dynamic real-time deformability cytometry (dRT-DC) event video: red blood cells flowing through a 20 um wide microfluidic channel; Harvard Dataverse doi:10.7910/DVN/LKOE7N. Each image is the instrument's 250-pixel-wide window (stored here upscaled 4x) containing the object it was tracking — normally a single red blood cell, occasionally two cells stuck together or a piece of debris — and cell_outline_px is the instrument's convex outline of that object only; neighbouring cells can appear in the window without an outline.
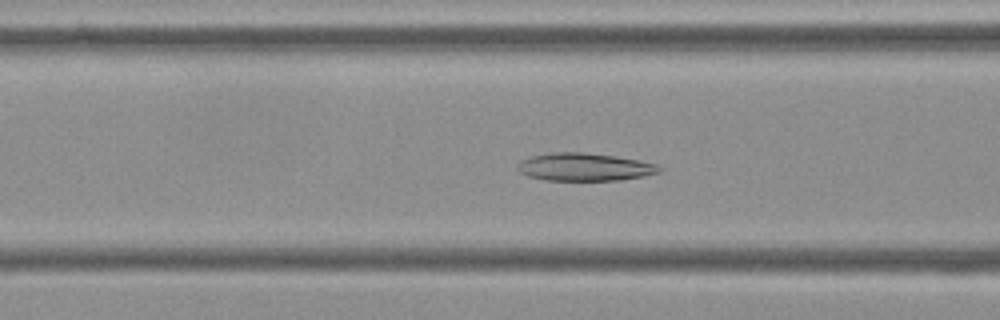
{"species": "Egyptian fruit bat (a non-hibernating species)", "species_latin": "Rousettus aegyptiacus", "temperature_condition": "cold", "stored_images_in_passage": 49, "camera_frame_rate_fps": 3000, "um_per_image_px": 0.085, "frame": {"image": 1, "passage_image": 15, "time_ms": 4.667, "image_size_px": [1000, 320], "cell_outline_px": [[664, 168], [660, 172], [644, 176], [620, 180], [544, 180], [528, 176], [520, 172], [516, 168], [516, 164], [520, 160], [532, 156], [552, 152], [584, 152], [616, 156], [640, 160], [656, 164]], "centroid_in_image_um": [49.69, 14.19], "position_along_channel_um": 116.9, "area_um2": 23.18}}
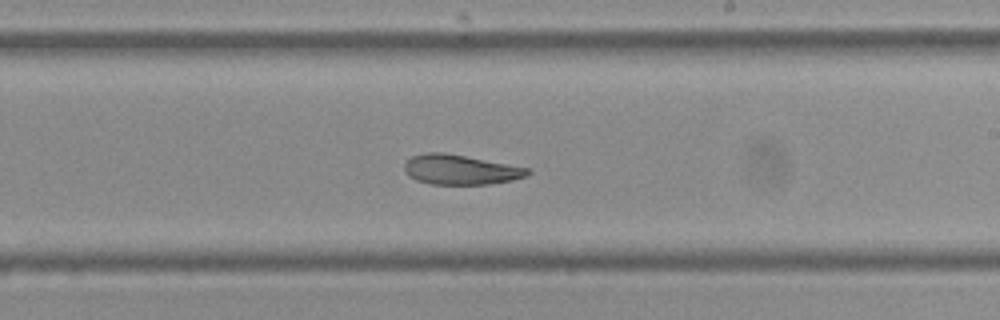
{"frame": {"image": 2, "passage_image": 26, "time_ms": 8.333, "image_size_px": [1000, 320], "cell_outline_px": [[532, 172], [528, 176], [512, 180], [488, 184], [432, 184], [416, 180], [408, 176], [404, 172], [404, 164], [412, 156], [428, 152], [444, 152], [532, 168]], "centroid_in_image_um": [39.17, 14.42], "position_along_channel_um": 249.8, "area_um2": 21.62}}
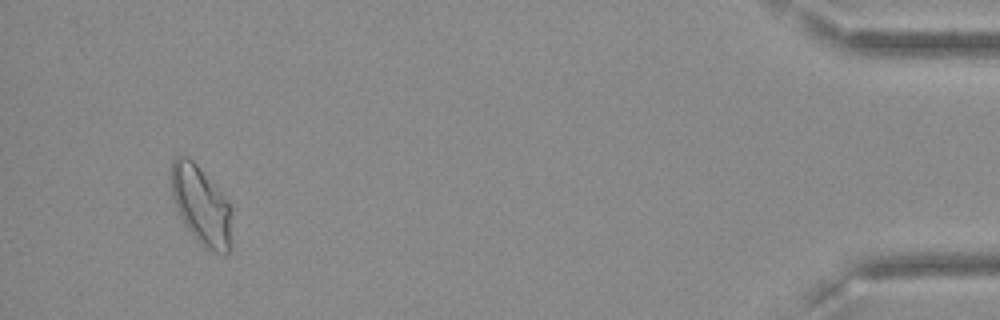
{"frame": {"image": 3, "passage_image": 46, "time_ms": 15.0, "image_size_px": [1000, 320], "cell_outline_px": [[232, 244], [228, 252], [224, 256], [212, 252], [204, 248], [192, 236], [184, 224], [176, 208], [172, 196], [168, 172], [172, 160], [176, 156], [188, 156], [196, 164], [228, 200], [232, 208]], "centroid_in_image_um": [17.1, 17.49], "position_along_channel_um": 418.1, "area_um2": 28.78}, "authors_computed_cell_mechanics": {"area_um2": 23.5824, "velocity_mm_per_s": 3.6209, "shape_relaxation_time_tau1_ms": 6.2704, "shape_relaxation_time_tau2_ms": 5.5606, "deformation_change_tau1": 0.1362, "deformation_change_tau2": 0.1014}}